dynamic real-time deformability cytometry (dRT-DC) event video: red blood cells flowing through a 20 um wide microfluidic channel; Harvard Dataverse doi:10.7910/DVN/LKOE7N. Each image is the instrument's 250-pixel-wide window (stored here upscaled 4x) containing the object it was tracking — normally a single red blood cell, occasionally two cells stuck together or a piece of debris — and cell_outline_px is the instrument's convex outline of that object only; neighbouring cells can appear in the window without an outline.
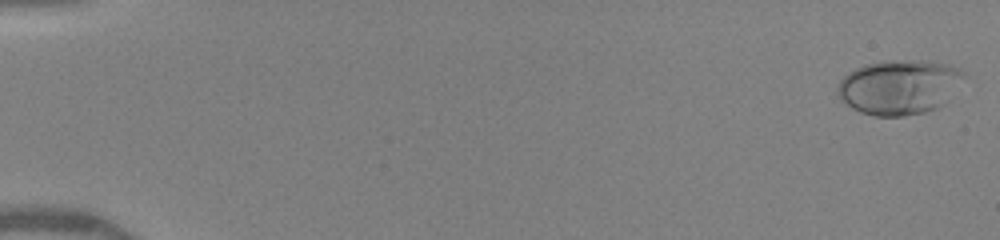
{"species": "human", "species_latin": "Homo sapiens", "temperature_condition": "warm", "stored_images_in_passage": 50, "camera_frame_rate_fps": 3000, "um_per_image_px": 0.085, "donor": {"sex": "female"}, "frame": {"image": 1, "passage_image": 1, "time_ms": 0.0, "image_size_px": [1000, 240], "cell_outline_px": [[964, 76], [948, 100], [944, 104], [936, 108], [924, 112], [904, 116], [876, 116], [860, 112], [852, 108], [840, 100], [836, 96], [836, 88], [840, 80], [848, 72], [864, 64], [888, 60], [928, 60], [948, 64], [960, 68], [964, 72]], "centroid_in_image_um": [76.4, 7.39], "position_along_channel_um": 8.6, "area_um2": 40.63}}
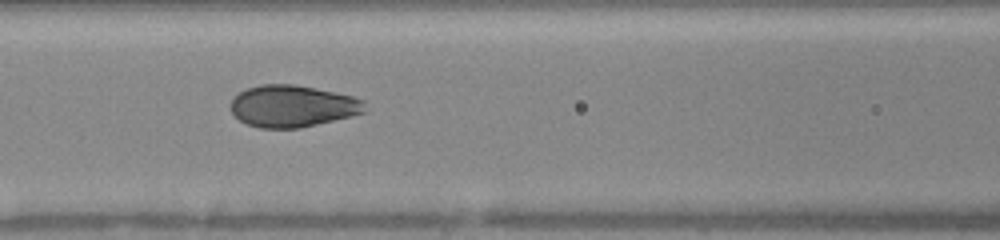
{"frame": {"image": 2, "passage_image": 23, "time_ms": 7.333, "image_size_px": [1000, 240], "cell_outline_px": [[364, 112], [352, 116], [300, 128], [260, 128], [248, 124], [240, 120], [228, 108], [232, 96], [248, 88], [260, 84], [292, 84], [352, 96], [364, 100]], "centroid_in_image_um": [24.81, 9.02], "position_along_channel_um": 141.8, "area_um2": 32.6}}
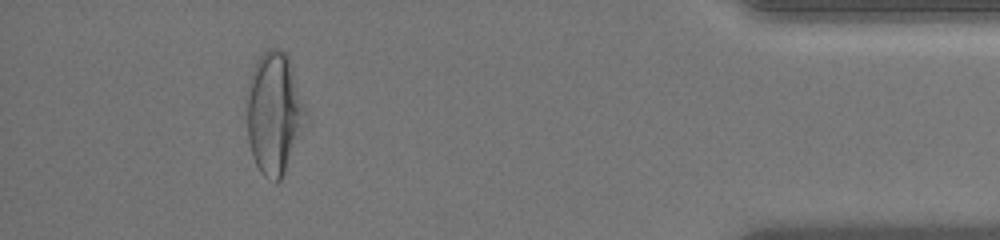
{"frame": {"image": 3, "passage_image": 46, "time_ms": 15.0, "image_size_px": [1000, 240], "cell_outline_px": [[304, 112], [300, 132], [284, 172], [280, 180], [276, 184], [264, 176], [260, 172], [252, 156], [248, 140], [244, 96], [248, 80], [256, 60], [268, 48], [280, 48], [288, 52], [304, 108]], "centroid_in_image_um": [23.2, 9.56], "position_along_channel_um": 412.0, "area_um2": 41.67}, "authors_computed_cell_mechanics": {"area_um2": 34.5066, "velocity_mm_per_s": 4.1156, "shape_relaxation_time_tau1_ms": 3.5146, "shape_relaxation_time_tau2_ms": null, "deformation_change_tau1": 0.1807, "deformation_change_tau2": null}}